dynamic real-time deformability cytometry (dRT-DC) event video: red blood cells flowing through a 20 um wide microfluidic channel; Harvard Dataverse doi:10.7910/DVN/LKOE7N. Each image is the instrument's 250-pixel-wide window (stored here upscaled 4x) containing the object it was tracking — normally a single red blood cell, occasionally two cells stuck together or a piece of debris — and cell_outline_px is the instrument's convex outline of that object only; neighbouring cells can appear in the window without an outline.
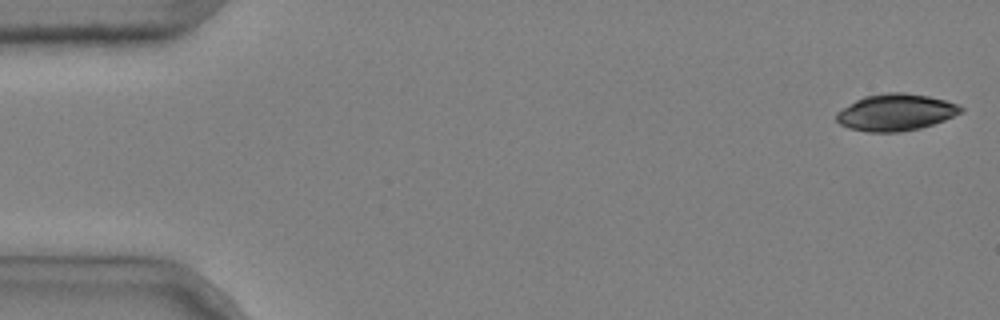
{"species": "common noctule bat (a hibernating species)", "species_latin": "Nyctalus noctula", "temperature_condition": "cold", "stored_images_in_passage": 5, "camera_frame_rate_fps": 3000, "um_per_image_px": 0.085, "animal": {"sex": "male", "body_mass_g": 20.4}, "frame": {"image": 1, "passage_image": 1, "time_ms": 0.0, "image_size_px": [1000, 320], "cell_outline_px": [[964, 112], [944, 120], [920, 128], [900, 132], [868, 132], [848, 128], [840, 124], [836, 120], [836, 112], [856, 100], [864, 96], [888, 92], [904, 92], [928, 96], [960, 104], [964, 108]], "centroid_in_image_um": [76.15, 9.55], "position_along_channel_um": 8.8, "area_um2": 26.76}}
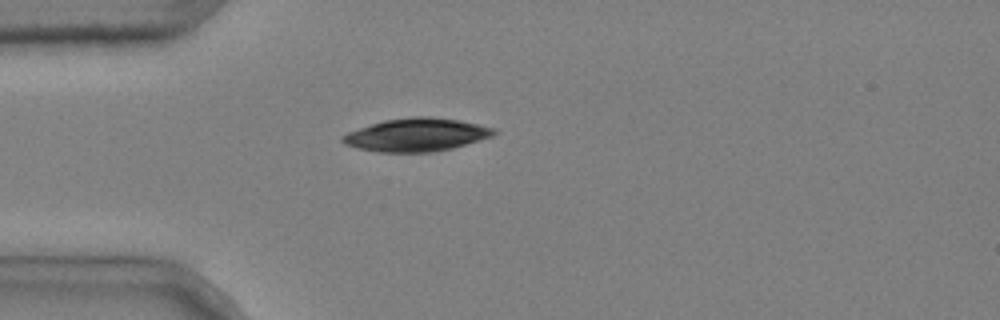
{"frame": {"image": 2, "passage_image": 4, "time_ms": 1.0, "image_size_px": [1000, 320], "cell_outline_px": [[496, 132], [492, 136], [452, 148], [432, 152], [380, 152], [360, 148], [344, 144], [340, 140], [340, 136], [348, 132], [384, 120], [412, 116], [432, 116], [460, 120], [496, 128]], "centroid_in_image_um": [35.4, 11.45], "position_along_channel_um": 49.6, "area_um2": 29.07}}